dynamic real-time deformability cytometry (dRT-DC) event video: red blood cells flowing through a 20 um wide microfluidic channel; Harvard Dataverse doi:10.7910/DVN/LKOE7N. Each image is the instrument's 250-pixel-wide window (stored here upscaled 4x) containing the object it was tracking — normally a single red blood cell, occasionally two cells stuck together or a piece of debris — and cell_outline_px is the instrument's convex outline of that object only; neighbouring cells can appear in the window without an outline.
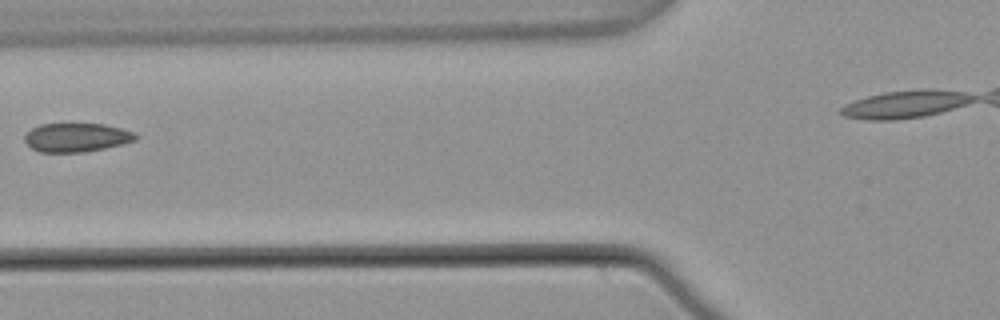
{"species": "common noctule bat (a hibernating species)", "species_latin": "Nyctalus noctula", "temperature_condition": "warm", "stored_images_in_passage": 6, "camera_frame_rate_fps": 3000, "um_per_image_px": 0.085, "animal": {"sex": "male", "body_mass_g": 21.5, "forearm_length_mm": 52.0}, "frame": {"image": 1, "passage_image": 6, "time_ms": 1.667, "image_size_px": [1000, 320], "cell_outline_px": [[140, 136], [136, 140], [104, 148], [84, 152], [40, 152], [32, 148], [24, 140], [24, 136], [32, 128], [40, 124], [104, 124], [120, 128], [132, 132]], "centroid_in_image_um": [6.5, 11.68], "position_along_channel_um": 119.3, "area_um2": 18.44}}